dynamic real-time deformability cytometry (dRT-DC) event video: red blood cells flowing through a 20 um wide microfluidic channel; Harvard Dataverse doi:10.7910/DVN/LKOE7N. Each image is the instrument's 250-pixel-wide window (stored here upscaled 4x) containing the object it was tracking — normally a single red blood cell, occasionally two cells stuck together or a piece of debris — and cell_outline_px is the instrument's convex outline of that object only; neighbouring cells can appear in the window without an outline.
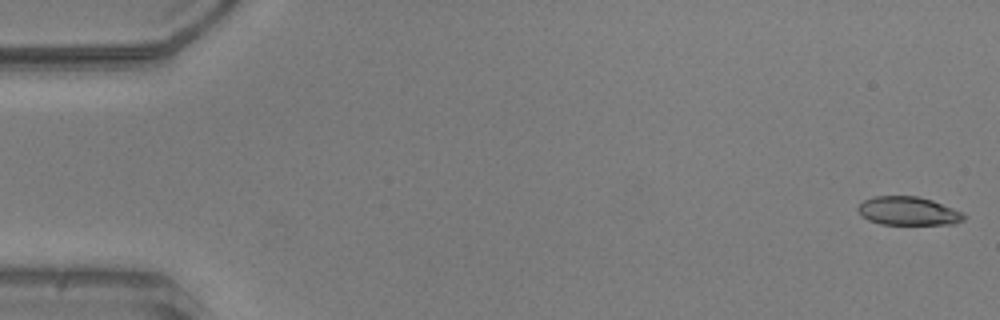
{"species": "common noctule bat (a hibernating species)", "species_latin": "Nyctalus noctula", "temperature_condition": "warm", "stored_images_in_passage": 32, "camera_frame_rate_fps": 3000, "um_per_image_px": 0.085, "animal": {"sex": "male", "body_mass_g": 20.5, "forearm_length_mm": 52.5}, "frame": {"image": 1, "passage_image": 1, "time_ms": 0.0, "image_size_px": [1000, 320], "cell_outline_px": [[968, 216], [964, 220], [956, 224], [880, 224], [868, 220], [860, 216], [856, 208], [864, 200], [872, 196], [916, 196], [932, 200], [964, 212]], "centroid_in_image_um": [77.21, 17.94], "position_along_channel_um": 7.8, "area_um2": 17.86}}
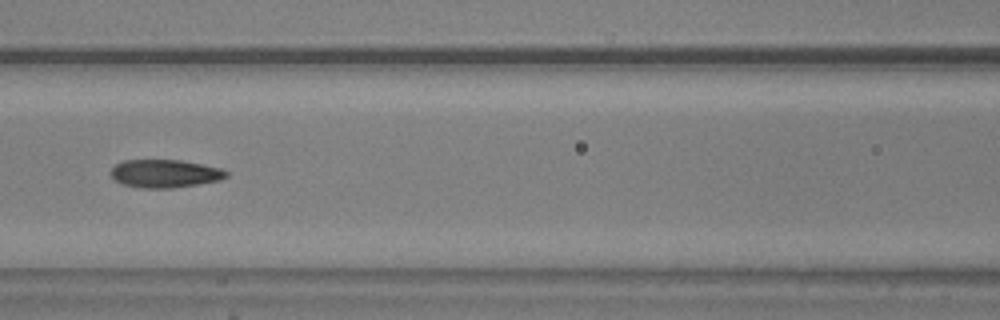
{"frame": {"image": 2, "passage_image": 23, "time_ms": 7.333, "image_size_px": [1000, 320], "cell_outline_px": [[228, 176], [220, 180], [172, 188], [140, 188], [124, 184], [116, 180], [108, 172], [116, 164], [124, 160], [180, 160], [220, 168], [228, 172]], "centroid_in_image_um": [13.99, 14.75], "position_along_channel_um": 152.6, "area_um2": 18.73}}
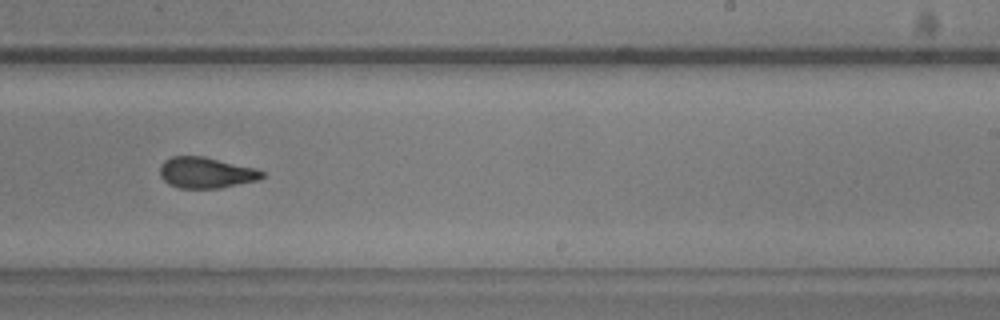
{"frame": {"image": 3, "passage_image": 32, "time_ms": 10.333, "image_size_px": [1000, 320], "cell_outline_px": [[264, 176], [260, 180], [220, 188], [180, 188], [168, 184], [160, 176], [160, 164], [164, 160], [172, 156], [204, 156], [256, 168], [264, 172]], "centroid_in_image_um": [17.52, 14.67], "position_along_channel_um": 271.5, "area_um2": 18.61}}